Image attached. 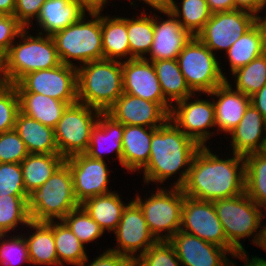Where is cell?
Wrapping results in <instances>:
<instances>
[{
    "label": "cell",
    "instance_id": "cell-1",
    "mask_svg": "<svg viewBox=\"0 0 266 266\" xmlns=\"http://www.w3.org/2000/svg\"><path fill=\"white\" fill-rule=\"evenodd\" d=\"M182 189L185 196L211 202L245 193L244 156L232 153V158L223 160L200 146Z\"/></svg>",
    "mask_w": 266,
    "mask_h": 266
},
{
    "label": "cell",
    "instance_id": "cell-2",
    "mask_svg": "<svg viewBox=\"0 0 266 266\" xmlns=\"http://www.w3.org/2000/svg\"><path fill=\"white\" fill-rule=\"evenodd\" d=\"M199 147L169 119L152 135L150 157L142 169L143 181L145 184H162L183 168L177 181L172 184L174 187H182L186 183L192 159Z\"/></svg>",
    "mask_w": 266,
    "mask_h": 266
},
{
    "label": "cell",
    "instance_id": "cell-3",
    "mask_svg": "<svg viewBox=\"0 0 266 266\" xmlns=\"http://www.w3.org/2000/svg\"><path fill=\"white\" fill-rule=\"evenodd\" d=\"M76 69L78 102L107 112L123 94L121 61L94 60Z\"/></svg>",
    "mask_w": 266,
    "mask_h": 266
},
{
    "label": "cell",
    "instance_id": "cell-4",
    "mask_svg": "<svg viewBox=\"0 0 266 266\" xmlns=\"http://www.w3.org/2000/svg\"><path fill=\"white\" fill-rule=\"evenodd\" d=\"M79 206L73 191L72 174L65 162L27 198V209L34 222L60 221Z\"/></svg>",
    "mask_w": 266,
    "mask_h": 266
},
{
    "label": "cell",
    "instance_id": "cell-5",
    "mask_svg": "<svg viewBox=\"0 0 266 266\" xmlns=\"http://www.w3.org/2000/svg\"><path fill=\"white\" fill-rule=\"evenodd\" d=\"M28 31L20 32L21 41L13 43L5 55V83L16 84L28 73L62 64L51 36H32Z\"/></svg>",
    "mask_w": 266,
    "mask_h": 266
},
{
    "label": "cell",
    "instance_id": "cell-6",
    "mask_svg": "<svg viewBox=\"0 0 266 266\" xmlns=\"http://www.w3.org/2000/svg\"><path fill=\"white\" fill-rule=\"evenodd\" d=\"M101 13L87 11L91 20L87 21V14H84L77 22L52 36L61 63L77 67L70 59L80 61V65L104 59Z\"/></svg>",
    "mask_w": 266,
    "mask_h": 266
},
{
    "label": "cell",
    "instance_id": "cell-7",
    "mask_svg": "<svg viewBox=\"0 0 266 266\" xmlns=\"http://www.w3.org/2000/svg\"><path fill=\"white\" fill-rule=\"evenodd\" d=\"M213 203L227 241L236 251L245 249L240 241L250 235L254 236L253 244L257 242L258 231L265 217L263 207L257 205L246 192L232 198L218 199Z\"/></svg>",
    "mask_w": 266,
    "mask_h": 266
},
{
    "label": "cell",
    "instance_id": "cell-8",
    "mask_svg": "<svg viewBox=\"0 0 266 266\" xmlns=\"http://www.w3.org/2000/svg\"><path fill=\"white\" fill-rule=\"evenodd\" d=\"M170 187L171 189L157 188L155 193L144 200L140 196L133 199L141 208L150 232L158 241H169L181 226V212L185 195L182 187L172 185Z\"/></svg>",
    "mask_w": 266,
    "mask_h": 266
},
{
    "label": "cell",
    "instance_id": "cell-9",
    "mask_svg": "<svg viewBox=\"0 0 266 266\" xmlns=\"http://www.w3.org/2000/svg\"><path fill=\"white\" fill-rule=\"evenodd\" d=\"M196 36L184 46L177 57L179 68L190 90L208 94L226 82L220 61Z\"/></svg>",
    "mask_w": 266,
    "mask_h": 266
},
{
    "label": "cell",
    "instance_id": "cell-10",
    "mask_svg": "<svg viewBox=\"0 0 266 266\" xmlns=\"http://www.w3.org/2000/svg\"><path fill=\"white\" fill-rule=\"evenodd\" d=\"M100 113L80 102L67 106L54 128L59 155L66 159L87 151L92 129Z\"/></svg>",
    "mask_w": 266,
    "mask_h": 266
},
{
    "label": "cell",
    "instance_id": "cell-11",
    "mask_svg": "<svg viewBox=\"0 0 266 266\" xmlns=\"http://www.w3.org/2000/svg\"><path fill=\"white\" fill-rule=\"evenodd\" d=\"M14 86L17 93H39L69 105L78 102L77 69L63 63L51 69L28 73Z\"/></svg>",
    "mask_w": 266,
    "mask_h": 266
},
{
    "label": "cell",
    "instance_id": "cell-12",
    "mask_svg": "<svg viewBox=\"0 0 266 266\" xmlns=\"http://www.w3.org/2000/svg\"><path fill=\"white\" fill-rule=\"evenodd\" d=\"M180 230L225 248L233 258L236 250L228 243L214 203L184 197Z\"/></svg>",
    "mask_w": 266,
    "mask_h": 266
},
{
    "label": "cell",
    "instance_id": "cell-13",
    "mask_svg": "<svg viewBox=\"0 0 266 266\" xmlns=\"http://www.w3.org/2000/svg\"><path fill=\"white\" fill-rule=\"evenodd\" d=\"M256 20L255 14L241 9L214 13L196 37L213 53L227 51L256 24Z\"/></svg>",
    "mask_w": 266,
    "mask_h": 266
},
{
    "label": "cell",
    "instance_id": "cell-14",
    "mask_svg": "<svg viewBox=\"0 0 266 266\" xmlns=\"http://www.w3.org/2000/svg\"><path fill=\"white\" fill-rule=\"evenodd\" d=\"M194 96L195 94L175 102L169 119L199 146H207L206 141L216 132L208 130L216 127L214 103L213 100L211 102L204 99L192 101L191 98Z\"/></svg>",
    "mask_w": 266,
    "mask_h": 266
},
{
    "label": "cell",
    "instance_id": "cell-15",
    "mask_svg": "<svg viewBox=\"0 0 266 266\" xmlns=\"http://www.w3.org/2000/svg\"><path fill=\"white\" fill-rule=\"evenodd\" d=\"M114 234L117 247L108 250L126 255L134 261L158 241L150 232L141 208L133 199L124 208Z\"/></svg>",
    "mask_w": 266,
    "mask_h": 266
},
{
    "label": "cell",
    "instance_id": "cell-16",
    "mask_svg": "<svg viewBox=\"0 0 266 266\" xmlns=\"http://www.w3.org/2000/svg\"><path fill=\"white\" fill-rule=\"evenodd\" d=\"M64 162L71 171L73 191L79 204L88 198L112 192L108 189L110 171L105 160L80 153L66 158Z\"/></svg>",
    "mask_w": 266,
    "mask_h": 266
},
{
    "label": "cell",
    "instance_id": "cell-17",
    "mask_svg": "<svg viewBox=\"0 0 266 266\" xmlns=\"http://www.w3.org/2000/svg\"><path fill=\"white\" fill-rule=\"evenodd\" d=\"M123 93L160 104L169 114L172 105L163 95L154 65L144 58L122 61Z\"/></svg>",
    "mask_w": 266,
    "mask_h": 266
},
{
    "label": "cell",
    "instance_id": "cell-18",
    "mask_svg": "<svg viewBox=\"0 0 266 266\" xmlns=\"http://www.w3.org/2000/svg\"><path fill=\"white\" fill-rule=\"evenodd\" d=\"M169 242L182 266H236L234 261L227 258L229 252L225 248L195 235L179 230Z\"/></svg>",
    "mask_w": 266,
    "mask_h": 266
},
{
    "label": "cell",
    "instance_id": "cell-19",
    "mask_svg": "<svg viewBox=\"0 0 266 266\" xmlns=\"http://www.w3.org/2000/svg\"><path fill=\"white\" fill-rule=\"evenodd\" d=\"M107 113L124 126L158 128L169 120V113L160 104L127 93H123Z\"/></svg>",
    "mask_w": 266,
    "mask_h": 266
},
{
    "label": "cell",
    "instance_id": "cell-20",
    "mask_svg": "<svg viewBox=\"0 0 266 266\" xmlns=\"http://www.w3.org/2000/svg\"><path fill=\"white\" fill-rule=\"evenodd\" d=\"M155 11L166 14L168 19L162 21L160 16L154 15L153 43L148 53L149 57L146 56L144 59L148 61L177 59L193 36L182 27V24L168 9Z\"/></svg>",
    "mask_w": 266,
    "mask_h": 266
},
{
    "label": "cell",
    "instance_id": "cell-21",
    "mask_svg": "<svg viewBox=\"0 0 266 266\" xmlns=\"http://www.w3.org/2000/svg\"><path fill=\"white\" fill-rule=\"evenodd\" d=\"M231 85L226 79L225 83L208 93L209 97L218 98L213 99L215 126L218 128L216 131L224 134H229L240 123L251 104V97L232 89Z\"/></svg>",
    "mask_w": 266,
    "mask_h": 266
},
{
    "label": "cell",
    "instance_id": "cell-22",
    "mask_svg": "<svg viewBox=\"0 0 266 266\" xmlns=\"http://www.w3.org/2000/svg\"><path fill=\"white\" fill-rule=\"evenodd\" d=\"M228 135L235 154L246 156L265 151L266 119L250 104L240 123Z\"/></svg>",
    "mask_w": 266,
    "mask_h": 266
},
{
    "label": "cell",
    "instance_id": "cell-23",
    "mask_svg": "<svg viewBox=\"0 0 266 266\" xmlns=\"http://www.w3.org/2000/svg\"><path fill=\"white\" fill-rule=\"evenodd\" d=\"M123 132L124 125L122 123L116 121L107 112H101L92 129L89 147L85 154L94 159L104 160L105 153L115 151L122 166Z\"/></svg>",
    "mask_w": 266,
    "mask_h": 266
},
{
    "label": "cell",
    "instance_id": "cell-24",
    "mask_svg": "<svg viewBox=\"0 0 266 266\" xmlns=\"http://www.w3.org/2000/svg\"><path fill=\"white\" fill-rule=\"evenodd\" d=\"M86 11L77 0H46L35 21L43 31L38 33L52 37L77 22Z\"/></svg>",
    "mask_w": 266,
    "mask_h": 266
},
{
    "label": "cell",
    "instance_id": "cell-25",
    "mask_svg": "<svg viewBox=\"0 0 266 266\" xmlns=\"http://www.w3.org/2000/svg\"><path fill=\"white\" fill-rule=\"evenodd\" d=\"M156 130L136 125L124 126L122 167L135 173L147 165L152 135Z\"/></svg>",
    "mask_w": 266,
    "mask_h": 266
},
{
    "label": "cell",
    "instance_id": "cell-26",
    "mask_svg": "<svg viewBox=\"0 0 266 266\" xmlns=\"http://www.w3.org/2000/svg\"><path fill=\"white\" fill-rule=\"evenodd\" d=\"M15 130L24 141L29 154H59L52 127L43 125L19 111Z\"/></svg>",
    "mask_w": 266,
    "mask_h": 266
},
{
    "label": "cell",
    "instance_id": "cell-27",
    "mask_svg": "<svg viewBox=\"0 0 266 266\" xmlns=\"http://www.w3.org/2000/svg\"><path fill=\"white\" fill-rule=\"evenodd\" d=\"M27 226L35 231L31 232L29 236L24 235L28 245L30 264L58 266L54 242V221H31Z\"/></svg>",
    "mask_w": 266,
    "mask_h": 266
},
{
    "label": "cell",
    "instance_id": "cell-28",
    "mask_svg": "<svg viewBox=\"0 0 266 266\" xmlns=\"http://www.w3.org/2000/svg\"><path fill=\"white\" fill-rule=\"evenodd\" d=\"M18 97L21 113L53 129L69 105L67 102L39 93H18Z\"/></svg>",
    "mask_w": 266,
    "mask_h": 266
},
{
    "label": "cell",
    "instance_id": "cell-29",
    "mask_svg": "<svg viewBox=\"0 0 266 266\" xmlns=\"http://www.w3.org/2000/svg\"><path fill=\"white\" fill-rule=\"evenodd\" d=\"M126 205L116 191L88 198L80 204L104 232L115 231Z\"/></svg>",
    "mask_w": 266,
    "mask_h": 266
},
{
    "label": "cell",
    "instance_id": "cell-30",
    "mask_svg": "<svg viewBox=\"0 0 266 266\" xmlns=\"http://www.w3.org/2000/svg\"><path fill=\"white\" fill-rule=\"evenodd\" d=\"M102 47L104 59L130 60V46L127 35V17L101 16Z\"/></svg>",
    "mask_w": 266,
    "mask_h": 266
},
{
    "label": "cell",
    "instance_id": "cell-31",
    "mask_svg": "<svg viewBox=\"0 0 266 266\" xmlns=\"http://www.w3.org/2000/svg\"><path fill=\"white\" fill-rule=\"evenodd\" d=\"M64 160L59 154H29L20 163L27 195L42 186Z\"/></svg>",
    "mask_w": 266,
    "mask_h": 266
},
{
    "label": "cell",
    "instance_id": "cell-32",
    "mask_svg": "<svg viewBox=\"0 0 266 266\" xmlns=\"http://www.w3.org/2000/svg\"><path fill=\"white\" fill-rule=\"evenodd\" d=\"M151 62L159 79L162 93L171 104L194 95L185 81L177 59Z\"/></svg>",
    "mask_w": 266,
    "mask_h": 266
},
{
    "label": "cell",
    "instance_id": "cell-33",
    "mask_svg": "<svg viewBox=\"0 0 266 266\" xmlns=\"http://www.w3.org/2000/svg\"><path fill=\"white\" fill-rule=\"evenodd\" d=\"M245 192L259 206L266 207V152L244 156Z\"/></svg>",
    "mask_w": 266,
    "mask_h": 266
},
{
    "label": "cell",
    "instance_id": "cell-34",
    "mask_svg": "<svg viewBox=\"0 0 266 266\" xmlns=\"http://www.w3.org/2000/svg\"><path fill=\"white\" fill-rule=\"evenodd\" d=\"M181 7L170 0L168 10L192 36H196L211 18V11L206 0H181ZM180 8V9H179ZM183 18V19H181Z\"/></svg>",
    "mask_w": 266,
    "mask_h": 266
},
{
    "label": "cell",
    "instance_id": "cell-35",
    "mask_svg": "<svg viewBox=\"0 0 266 266\" xmlns=\"http://www.w3.org/2000/svg\"><path fill=\"white\" fill-rule=\"evenodd\" d=\"M54 242L58 266H63V263L77 266L87 258L84 244L62 220H54Z\"/></svg>",
    "mask_w": 266,
    "mask_h": 266
},
{
    "label": "cell",
    "instance_id": "cell-36",
    "mask_svg": "<svg viewBox=\"0 0 266 266\" xmlns=\"http://www.w3.org/2000/svg\"><path fill=\"white\" fill-rule=\"evenodd\" d=\"M127 35L130 46V60L144 58L149 53L153 43L154 14L149 16L141 12L139 17L127 18Z\"/></svg>",
    "mask_w": 266,
    "mask_h": 266
},
{
    "label": "cell",
    "instance_id": "cell-37",
    "mask_svg": "<svg viewBox=\"0 0 266 266\" xmlns=\"http://www.w3.org/2000/svg\"><path fill=\"white\" fill-rule=\"evenodd\" d=\"M226 54L232 73L238 68L247 65L252 60L263 55L259 26L255 24L250 30L242 35L226 51Z\"/></svg>",
    "mask_w": 266,
    "mask_h": 266
},
{
    "label": "cell",
    "instance_id": "cell-38",
    "mask_svg": "<svg viewBox=\"0 0 266 266\" xmlns=\"http://www.w3.org/2000/svg\"><path fill=\"white\" fill-rule=\"evenodd\" d=\"M28 196L8 195L0 197V234H8L18 224L25 227L31 222L27 209Z\"/></svg>",
    "mask_w": 266,
    "mask_h": 266
},
{
    "label": "cell",
    "instance_id": "cell-39",
    "mask_svg": "<svg viewBox=\"0 0 266 266\" xmlns=\"http://www.w3.org/2000/svg\"><path fill=\"white\" fill-rule=\"evenodd\" d=\"M231 75L236 80L235 90L251 97L266 84V56L257 57Z\"/></svg>",
    "mask_w": 266,
    "mask_h": 266
},
{
    "label": "cell",
    "instance_id": "cell-40",
    "mask_svg": "<svg viewBox=\"0 0 266 266\" xmlns=\"http://www.w3.org/2000/svg\"><path fill=\"white\" fill-rule=\"evenodd\" d=\"M62 221L83 244L97 240L104 234L98 223L81 206L69 212Z\"/></svg>",
    "mask_w": 266,
    "mask_h": 266
},
{
    "label": "cell",
    "instance_id": "cell-41",
    "mask_svg": "<svg viewBox=\"0 0 266 266\" xmlns=\"http://www.w3.org/2000/svg\"><path fill=\"white\" fill-rule=\"evenodd\" d=\"M14 235L9 237L8 234H0V266H20L23 263L30 265L25 237Z\"/></svg>",
    "mask_w": 266,
    "mask_h": 266
},
{
    "label": "cell",
    "instance_id": "cell-42",
    "mask_svg": "<svg viewBox=\"0 0 266 266\" xmlns=\"http://www.w3.org/2000/svg\"><path fill=\"white\" fill-rule=\"evenodd\" d=\"M134 266H182L173 245L160 240L134 261Z\"/></svg>",
    "mask_w": 266,
    "mask_h": 266
},
{
    "label": "cell",
    "instance_id": "cell-43",
    "mask_svg": "<svg viewBox=\"0 0 266 266\" xmlns=\"http://www.w3.org/2000/svg\"><path fill=\"white\" fill-rule=\"evenodd\" d=\"M19 97L14 84L0 85V134L15 129Z\"/></svg>",
    "mask_w": 266,
    "mask_h": 266
},
{
    "label": "cell",
    "instance_id": "cell-44",
    "mask_svg": "<svg viewBox=\"0 0 266 266\" xmlns=\"http://www.w3.org/2000/svg\"><path fill=\"white\" fill-rule=\"evenodd\" d=\"M29 152L15 129L0 134V163H21Z\"/></svg>",
    "mask_w": 266,
    "mask_h": 266
},
{
    "label": "cell",
    "instance_id": "cell-45",
    "mask_svg": "<svg viewBox=\"0 0 266 266\" xmlns=\"http://www.w3.org/2000/svg\"><path fill=\"white\" fill-rule=\"evenodd\" d=\"M28 196L20 163H0V197Z\"/></svg>",
    "mask_w": 266,
    "mask_h": 266
},
{
    "label": "cell",
    "instance_id": "cell-46",
    "mask_svg": "<svg viewBox=\"0 0 266 266\" xmlns=\"http://www.w3.org/2000/svg\"><path fill=\"white\" fill-rule=\"evenodd\" d=\"M23 29L14 15L0 14V50L5 55Z\"/></svg>",
    "mask_w": 266,
    "mask_h": 266
},
{
    "label": "cell",
    "instance_id": "cell-47",
    "mask_svg": "<svg viewBox=\"0 0 266 266\" xmlns=\"http://www.w3.org/2000/svg\"><path fill=\"white\" fill-rule=\"evenodd\" d=\"M45 2L46 0H16L14 16L24 28L29 29L32 20L36 21Z\"/></svg>",
    "mask_w": 266,
    "mask_h": 266
},
{
    "label": "cell",
    "instance_id": "cell-48",
    "mask_svg": "<svg viewBox=\"0 0 266 266\" xmlns=\"http://www.w3.org/2000/svg\"><path fill=\"white\" fill-rule=\"evenodd\" d=\"M88 256L77 266H134V260L126 255L106 250L93 261L88 262Z\"/></svg>",
    "mask_w": 266,
    "mask_h": 266
},
{
    "label": "cell",
    "instance_id": "cell-49",
    "mask_svg": "<svg viewBox=\"0 0 266 266\" xmlns=\"http://www.w3.org/2000/svg\"><path fill=\"white\" fill-rule=\"evenodd\" d=\"M236 9L245 10L259 17V13L265 8V0H235Z\"/></svg>",
    "mask_w": 266,
    "mask_h": 266
},
{
    "label": "cell",
    "instance_id": "cell-50",
    "mask_svg": "<svg viewBox=\"0 0 266 266\" xmlns=\"http://www.w3.org/2000/svg\"><path fill=\"white\" fill-rule=\"evenodd\" d=\"M212 14L236 9L235 0H206Z\"/></svg>",
    "mask_w": 266,
    "mask_h": 266
},
{
    "label": "cell",
    "instance_id": "cell-51",
    "mask_svg": "<svg viewBox=\"0 0 266 266\" xmlns=\"http://www.w3.org/2000/svg\"><path fill=\"white\" fill-rule=\"evenodd\" d=\"M251 104L266 119V84L257 93L251 96Z\"/></svg>",
    "mask_w": 266,
    "mask_h": 266
},
{
    "label": "cell",
    "instance_id": "cell-52",
    "mask_svg": "<svg viewBox=\"0 0 266 266\" xmlns=\"http://www.w3.org/2000/svg\"><path fill=\"white\" fill-rule=\"evenodd\" d=\"M246 252L247 251L245 249L236 251L234 253L233 257L236 258V259L243 260L242 262H244V264H245L243 266H266V259L260 258V257H256V256H254V257L252 256V258L250 259L249 258V254L246 253Z\"/></svg>",
    "mask_w": 266,
    "mask_h": 266
},
{
    "label": "cell",
    "instance_id": "cell-53",
    "mask_svg": "<svg viewBox=\"0 0 266 266\" xmlns=\"http://www.w3.org/2000/svg\"><path fill=\"white\" fill-rule=\"evenodd\" d=\"M88 11H103L108 0H77Z\"/></svg>",
    "mask_w": 266,
    "mask_h": 266
},
{
    "label": "cell",
    "instance_id": "cell-54",
    "mask_svg": "<svg viewBox=\"0 0 266 266\" xmlns=\"http://www.w3.org/2000/svg\"><path fill=\"white\" fill-rule=\"evenodd\" d=\"M16 0H0V14L14 15Z\"/></svg>",
    "mask_w": 266,
    "mask_h": 266
},
{
    "label": "cell",
    "instance_id": "cell-55",
    "mask_svg": "<svg viewBox=\"0 0 266 266\" xmlns=\"http://www.w3.org/2000/svg\"><path fill=\"white\" fill-rule=\"evenodd\" d=\"M256 24L259 26L262 43V53L266 56V19L257 17Z\"/></svg>",
    "mask_w": 266,
    "mask_h": 266
},
{
    "label": "cell",
    "instance_id": "cell-56",
    "mask_svg": "<svg viewBox=\"0 0 266 266\" xmlns=\"http://www.w3.org/2000/svg\"><path fill=\"white\" fill-rule=\"evenodd\" d=\"M151 6L155 10L168 9L170 0H139Z\"/></svg>",
    "mask_w": 266,
    "mask_h": 266
},
{
    "label": "cell",
    "instance_id": "cell-57",
    "mask_svg": "<svg viewBox=\"0 0 266 266\" xmlns=\"http://www.w3.org/2000/svg\"><path fill=\"white\" fill-rule=\"evenodd\" d=\"M255 245L260 247L262 250L266 252V225L260 227L258 239Z\"/></svg>",
    "mask_w": 266,
    "mask_h": 266
},
{
    "label": "cell",
    "instance_id": "cell-58",
    "mask_svg": "<svg viewBox=\"0 0 266 266\" xmlns=\"http://www.w3.org/2000/svg\"><path fill=\"white\" fill-rule=\"evenodd\" d=\"M5 83V54L0 50V84Z\"/></svg>",
    "mask_w": 266,
    "mask_h": 266
},
{
    "label": "cell",
    "instance_id": "cell-59",
    "mask_svg": "<svg viewBox=\"0 0 266 266\" xmlns=\"http://www.w3.org/2000/svg\"><path fill=\"white\" fill-rule=\"evenodd\" d=\"M265 9H266V0H265ZM261 19H266V12H265V17L260 16Z\"/></svg>",
    "mask_w": 266,
    "mask_h": 266
}]
</instances>
